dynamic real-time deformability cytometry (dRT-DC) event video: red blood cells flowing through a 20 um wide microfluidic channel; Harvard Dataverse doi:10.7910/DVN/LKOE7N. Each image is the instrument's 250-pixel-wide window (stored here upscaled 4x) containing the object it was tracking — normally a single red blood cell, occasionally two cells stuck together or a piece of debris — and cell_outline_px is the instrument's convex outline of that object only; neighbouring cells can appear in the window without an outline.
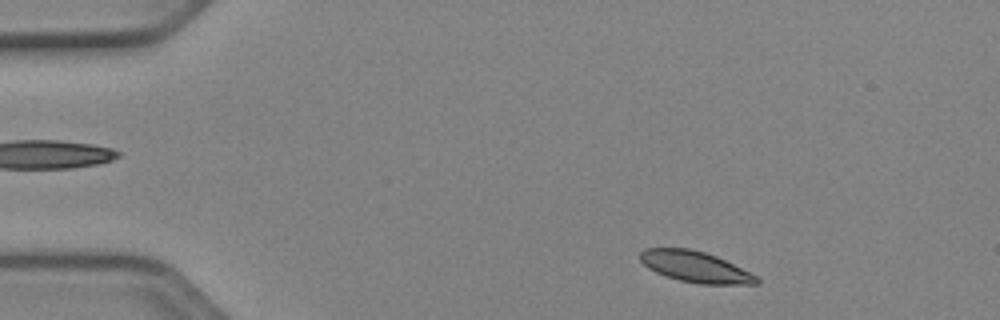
{"species": "Egyptian fruit bat (a non-hibernating species)", "species_latin": "Rousettus aegyptiacus", "temperature_condition": "cold", "stored_images_in_passage": 47, "camera_frame_rate_fps": 3000, "um_per_image_px": 0.085, "animal": {"sex": "female"}, "frame": {"image": 1, "passage_image": 3, "time_ms": 0.667, "image_size_px": [1000, 320], "cell_outline_px": [[760, 284], [700, 284], [680, 280], [656, 272], [648, 268], [640, 260], [640, 252], [644, 248], [688, 248], [704, 252], [716, 256], [756, 276], [760, 280]], "centroid_in_image_um": [59.07, 22.67], "position_along_channel_um": 25.9, "area_um2": 20.69}}
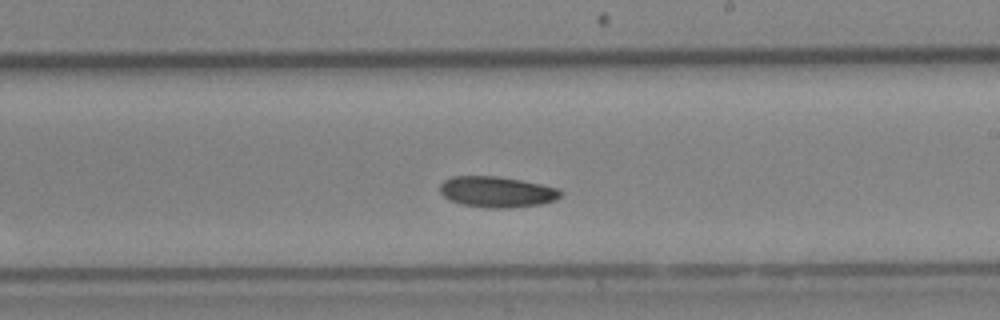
{"frame": {"image": 2, "passage_image": 26, "time_ms": 8.333, "image_size_px": [1000, 320], "cell_outline_px": [[564, 192], [556, 200], [540, 204], [508, 208], [488, 208], [460, 204], [448, 200], [440, 192], [440, 184], [444, 180], [452, 176], [496, 176], [520, 180], [560, 188]], "centroid_in_image_um": [42.23, 16.31], "position_along_channel_um": 246.8, "area_um2": 21.85}}
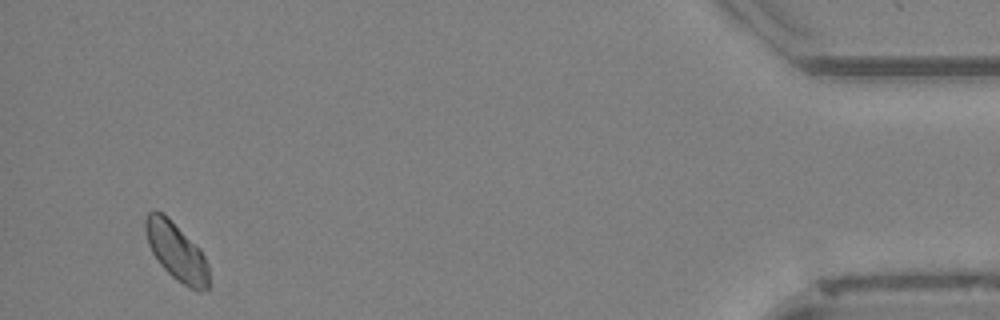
{"frame": {"image": 3, "passage_image": 45, "time_ms": 14.667, "image_size_px": [1000, 320], "cell_outline_px": [[208, 288], [200, 292], [188, 288], [176, 280], [160, 264], [152, 252], [148, 244], [144, 228], [144, 220], [148, 212], [156, 208], [168, 216], [200, 248], [208, 264]], "centroid_in_image_um": [14.98, 21.35], "position_along_channel_um": 420.2, "area_um2": 21.68}, "authors_computed_cell_mechanics": {"area_um2": 21.3282, "velocity_mm_per_s": 3.8802, "shape_relaxation_time_tau1_ms": 4.3853, "shape_relaxation_time_tau2_ms": null, "deformation_change_tau1": 0.0584, "deformation_change_tau2": null}}